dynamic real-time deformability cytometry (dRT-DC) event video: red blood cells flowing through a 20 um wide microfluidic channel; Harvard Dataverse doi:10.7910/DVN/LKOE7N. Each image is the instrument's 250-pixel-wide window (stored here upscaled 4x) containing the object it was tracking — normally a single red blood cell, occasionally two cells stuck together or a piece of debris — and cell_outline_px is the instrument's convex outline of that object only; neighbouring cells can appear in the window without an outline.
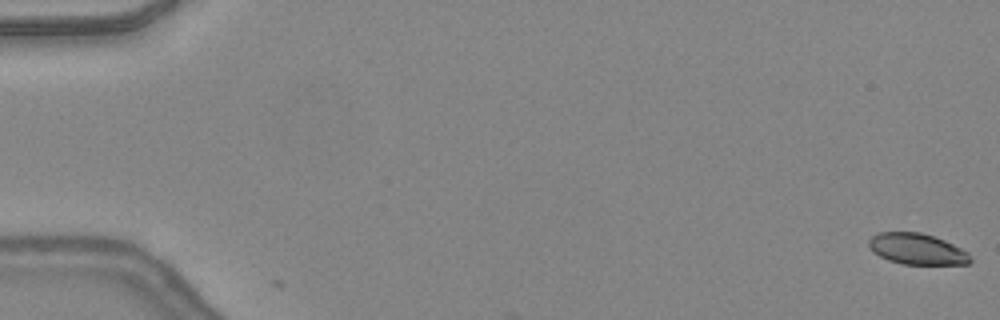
{"species": "common noctule bat (a hibernating species)", "species_latin": "Nyctalus noctula", "temperature_condition": "warm", "stored_images_in_passage": 6, "camera_frame_rate_fps": 3000, "um_per_image_px": 0.085, "animal": {"sex": "female", "body_mass_g": 24.6, "forearm_length_mm": 56.2}, "frame": {"image": 1, "passage_image": 1, "time_ms": 0.0, "image_size_px": [1000, 320], "cell_outline_px": [[972, 260], [968, 264], [900, 264], [888, 260], [872, 252], [868, 244], [868, 240], [872, 236], [880, 232], [920, 232], [944, 240], [968, 252]], "centroid_in_image_um": [77.92, 21.17], "position_along_channel_um": 7.1, "area_um2": 18.32}}